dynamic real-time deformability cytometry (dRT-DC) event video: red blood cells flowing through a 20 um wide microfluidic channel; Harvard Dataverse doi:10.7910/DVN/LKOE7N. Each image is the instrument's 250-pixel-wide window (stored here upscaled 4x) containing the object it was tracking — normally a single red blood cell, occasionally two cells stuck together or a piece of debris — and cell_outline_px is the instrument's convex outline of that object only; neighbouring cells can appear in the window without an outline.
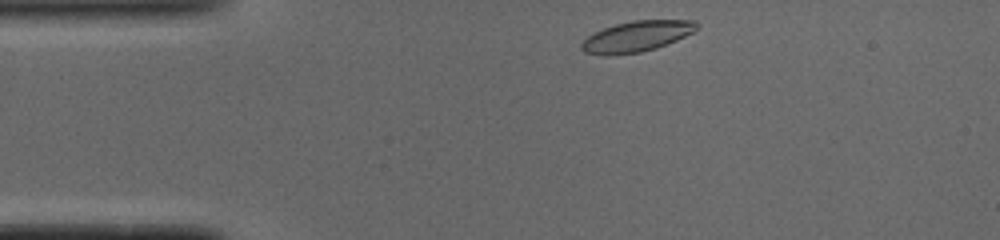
{"species": "common noctule bat (a hibernating species)", "species_latin": "Nyctalus noctula", "temperature_condition": "cold", "stored_images_in_passage": 43, "camera_frame_rate_fps": 3000, "um_per_image_px": 0.085, "animal": {"sex": "male", "body_mass_g": 19.0, "forearm_length_mm": 50.8}, "frame": {"image": 1, "passage_image": 1, "time_ms": 0.0, "image_size_px": [1000, 240], "cell_outline_px": [[700, 28], [676, 40], [656, 48], [640, 52], [608, 56], [604, 56], [584, 52], [580, 48], [580, 44], [588, 36], [604, 28], [616, 24], [632, 20], [696, 20]], "centroid_in_image_um": [54.11, 3.1], "position_along_channel_um": 30.9, "area_um2": 20.63}}
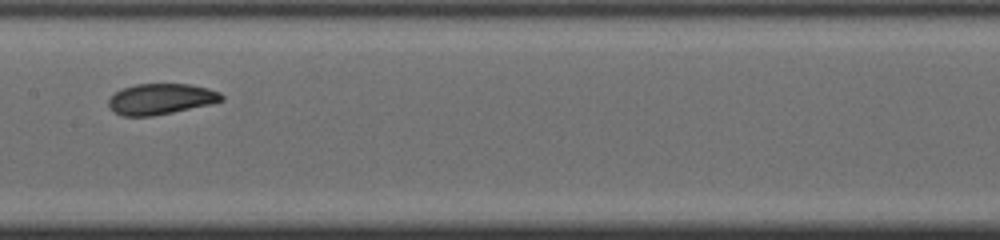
{"frame": {"image": 2, "passage_image": 17, "time_ms": 5.333, "image_size_px": [1000, 240], "cell_outline_px": [[224, 100], [212, 104], [152, 116], [120, 116], [108, 108], [108, 100], [116, 92], [124, 88], [136, 84], [192, 84], [208, 88], [220, 92], [224, 96]], "centroid_in_image_um": [13.69, 8.42], "position_along_channel_um": 193.7, "area_um2": 20.4}}
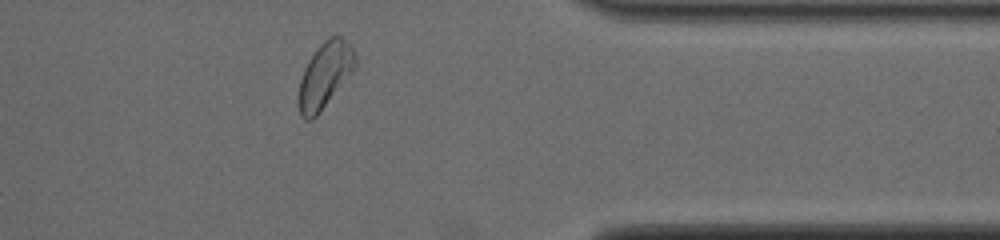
{"frame": {"image": 3, "passage_image": 33, "time_ms": 10.667, "image_size_px": [1000, 240], "cell_outline_px": [[356, 68], [316, 116], [312, 120], [304, 120], [300, 116], [300, 80], [304, 68], [308, 60], [316, 48], [324, 40], [332, 36], [340, 36], [352, 48], [356, 56]], "centroid_in_image_um": [27.63, 6.37], "position_along_channel_um": 383.8, "area_um2": 21.27}, "authors_computed_cell_mechanics": {"area_um2": 20.9236, "velocity_mm_per_s": 3.8588, "shape_relaxation_time_tau1_ms": 5.2359, "shape_relaxation_time_tau2_ms": 2.7553, "deformation_change_tau1": 0.1416, "deformation_change_tau2": 0.0669}}